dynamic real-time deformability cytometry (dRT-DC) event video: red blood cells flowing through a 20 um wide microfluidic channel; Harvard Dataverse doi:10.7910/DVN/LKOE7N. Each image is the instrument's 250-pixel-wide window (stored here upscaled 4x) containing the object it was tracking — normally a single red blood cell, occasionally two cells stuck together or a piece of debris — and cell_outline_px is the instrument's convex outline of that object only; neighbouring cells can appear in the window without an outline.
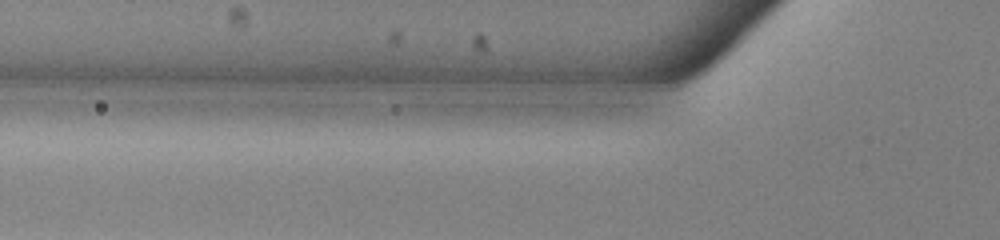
{"species": "common noctule bat (a hibernating species)", "species_latin": "Nyctalus noctula", "temperature_condition": "warm", "stored_images_in_passage": 5, "camera_frame_rate_fps": 3000, "um_per_image_px": 0.085, "animal": {"sex": "male", "body_mass_g": 13.0, "forearm_length_mm": 53.1}, "frame": {"image": 1, "passage_image": 2, "time_ms": 0.333, "image_size_px": [1000, 240], "cell_outline_px": [[316, 172], [304, 176], [208, 184], [76, 172], [76, 168], [84, 164], [292, 156], [296, 156], [316, 168]], "centroid_in_image_um": [17.6, 14.41], "position_along_channel_um": 108.2, "area_um2": 31.73}}